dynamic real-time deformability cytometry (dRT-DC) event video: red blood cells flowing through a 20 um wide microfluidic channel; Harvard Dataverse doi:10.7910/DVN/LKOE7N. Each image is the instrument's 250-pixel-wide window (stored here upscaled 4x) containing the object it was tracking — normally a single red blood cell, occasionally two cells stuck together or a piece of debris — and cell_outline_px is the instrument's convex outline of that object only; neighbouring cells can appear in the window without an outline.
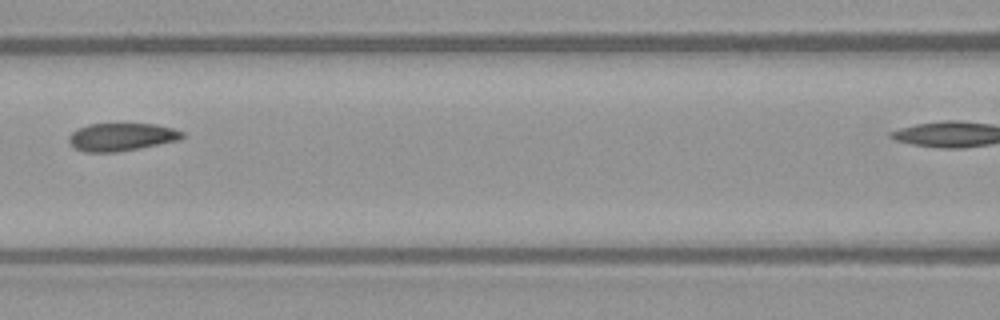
{"species": "common noctule bat (a hibernating species)", "species_latin": "Nyctalus noctula", "temperature_condition": "warm", "stored_images_in_passage": 5, "segment_of_instrument_passage": [1, 2], "camera_frame_rate_fps": 3000, "um_per_image_px": 0.085, "animal": {"sex": "female", "body_mass_g": 21.9}, "frame": {"image": 1, "passage_image": 4, "time_ms": 3.667, "image_size_px": [1000, 320], "cell_outline_px": [[184, 136], [180, 140], [140, 148], [116, 152], [84, 152], [76, 148], [68, 140], [68, 136], [72, 132], [88, 124], [156, 124], [172, 128], [184, 132]], "centroid_in_image_um": [10.35, 11.64], "position_along_channel_um": 156.3, "area_um2": 18.32}}